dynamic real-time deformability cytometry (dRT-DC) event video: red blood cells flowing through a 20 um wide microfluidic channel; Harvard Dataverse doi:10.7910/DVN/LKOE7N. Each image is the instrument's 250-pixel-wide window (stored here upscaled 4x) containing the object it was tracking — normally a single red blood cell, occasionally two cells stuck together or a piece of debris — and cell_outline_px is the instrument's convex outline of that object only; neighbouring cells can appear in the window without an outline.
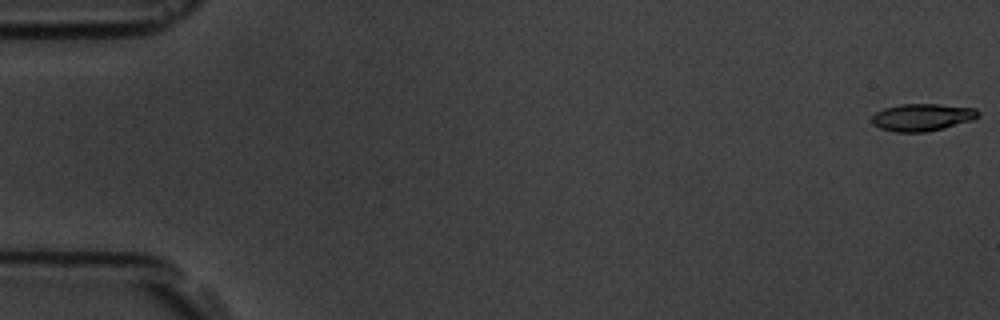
{"species": "common noctule bat (a hibernating species)", "species_latin": "Nyctalus noctula", "temperature_condition": "room temperature", "stored_images_in_passage": 58, "camera_frame_rate_fps": 3000, "um_per_image_px": 0.085, "animal": {"sex": "male", "body_mass_g": 19.5, "forearm_length_mm": 54.6}, "frame": {"image": 1, "passage_image": 1, "time_ms": 0.0, "image_size_px": [1000, 320], "cell_outline_px": [[980, 116], [972, 120], [924, 132], [896, 132], [880, 128], [872, 124], [872, 116], [876, 112], [884, 108], [900, 104], [936, 104], [976, 108], [980, 112]], "centroid_in_image_um": [78.37, 9.96], "position_along_channel_um": 6.6, "area_um2": 16.76}}
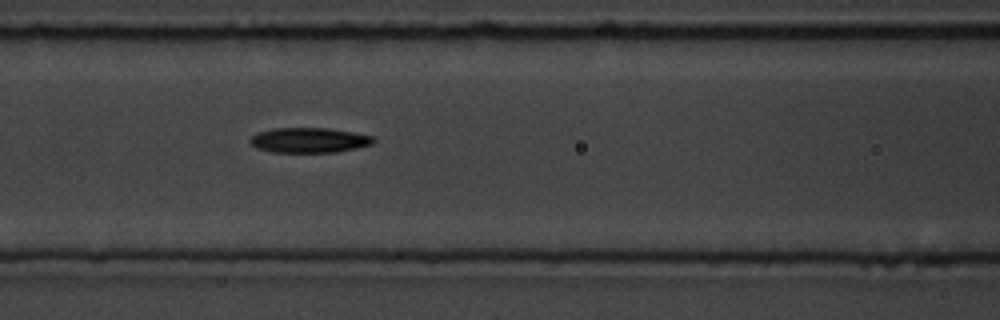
{"frame": {"image": 2, "passage_image": 25, "time_ms": 8.0, "image_size_px": [1000, 320], "cell_outline_px": [[376, 140], [372, 144], [356, 148], [336, 152], [272, 152], [256, 148], [248, 140], [256, 132], [276, 128], [328, 128], [376, 136]], "centroid_in_image_um": [26.29, 11.91], "position_along_channel_um": 140.3, "area_um2": 18.09}}
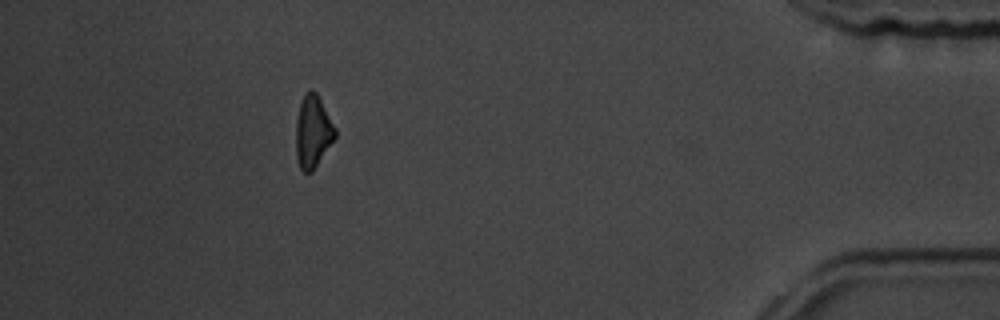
{"frame": {"image": 3, "passage_image": 52, "time_ms": 17.0, "image_size_px": [1000, 320], "cell_outline_px": [[336, 136], [312, 172], [304, 172], [300, 168], [296, 156], [296, 120], [300, 100], [304, 92], [308, 88], [312, 88], [320, 96], [336, 128]], "centroid_in_image_um": [26.59, 11.11], "position_along_channel_um": 408.6, "area_um2": 16.88}, "authors_computed_cell_mechanics": {"area_um2": 17.2244, "velocity_mm_per_s": 3.5878, "shape_relaxation_time_tau1_ms": 6.0391, "shape_relaxation_time_tau2_ms": null, "deformation_change_tau1": 0.1442, "deformation_change_tau2": null}}